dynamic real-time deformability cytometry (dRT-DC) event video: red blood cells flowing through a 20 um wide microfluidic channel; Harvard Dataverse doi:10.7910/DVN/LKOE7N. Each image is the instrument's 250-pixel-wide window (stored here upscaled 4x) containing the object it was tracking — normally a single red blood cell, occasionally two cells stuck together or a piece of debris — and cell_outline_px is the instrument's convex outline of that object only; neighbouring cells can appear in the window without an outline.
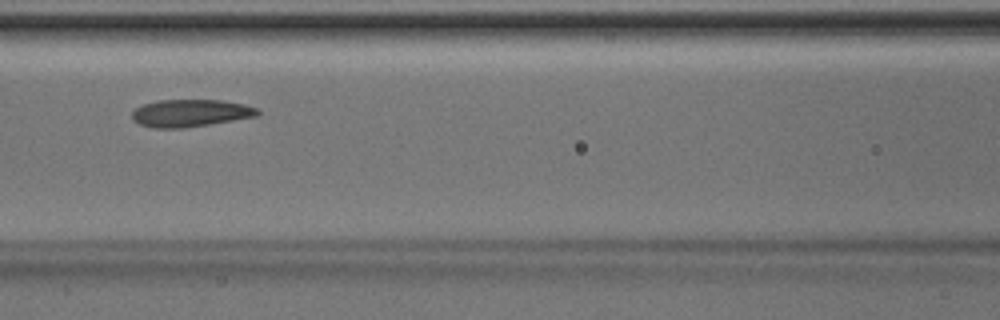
{"species": "Egyptian fruit bat (a non-hibernating species)", "species_latin": "Rousettus aegyptiacus", "temperature_condition": "room temperature", "stored_images_in_passage": 4, "camera_frame_rate_fps": 3000, "um_per_image_px": 0.085, "animal": {"sex": "male"}, "frame": {"image": 1, "passage_image": 4, "time_ms": 1.0, "image_size_px": [1000, 320], "cell_outline_px": [[260, 112], [256, 116], [184, 128], [152, 128], [140, 124], [132, 120], [132, 112], [136, 108], [144, 104], [156, 100], [220, 100], [244, 104], [256, 108]], "centroid_in_image_um": [16.14, 9.61], "position_along_channel_um": 150.5, "area_um2": 19.88}}